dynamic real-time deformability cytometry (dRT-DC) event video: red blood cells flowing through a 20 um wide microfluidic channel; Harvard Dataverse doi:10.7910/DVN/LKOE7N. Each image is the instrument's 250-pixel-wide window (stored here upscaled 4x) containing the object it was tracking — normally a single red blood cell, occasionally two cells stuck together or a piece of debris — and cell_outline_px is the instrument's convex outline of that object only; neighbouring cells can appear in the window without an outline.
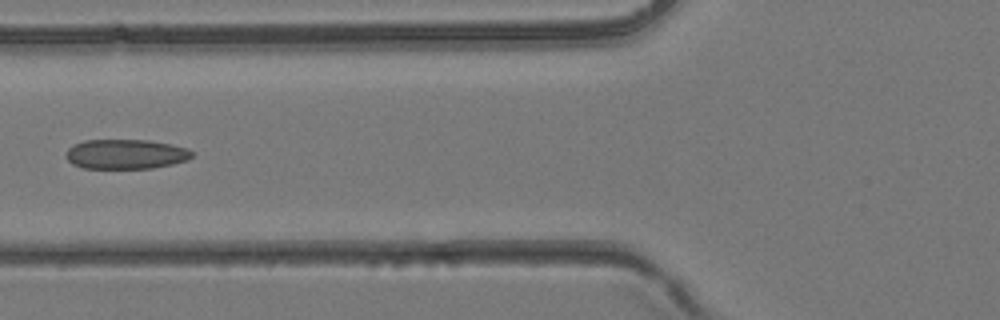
{"species": "common noctule bat (a hibernating species)", "species_latin": "Nyctalus noctula", "temperature_condition": "room temperature", "stored_images_in_passage": 43, "camera_frame_rate_fps": 3000, "um_per_image_px": 0.085, "animal": {"sex": "female", "body_mass_g": 24.6, "forearm_length_mm": 56.2}, "frame": {"image": 1, "passage_image": 17, "time_ms": 5.333, "image_size_px": [1000, 320], "cell_outline_px": [[192, 156], [188, 160], [172, 164], [152, 168], [84, 168], [72, 164], [64, 156], [68, 148], [72, 144], [84, 140], [148, 140], [172, 144], [188, 148], [192, 152]], "centroid_in_image_um": [10.67, 13.09], "position_along_channel_um": 115.1, "area_um2": 21.96}}
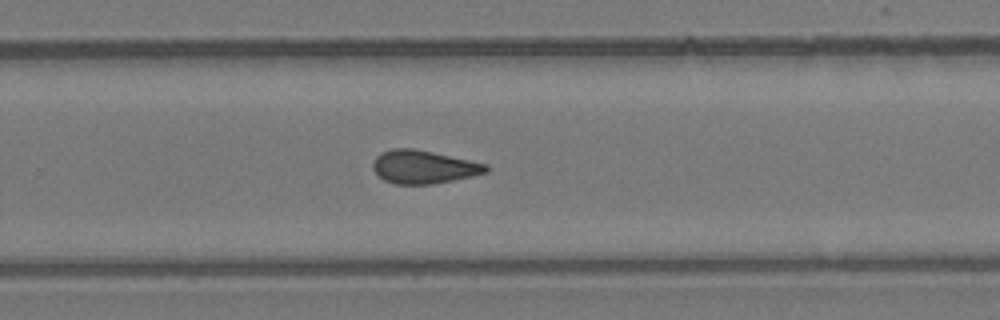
{"frame": {"image": 2, "passage_image": 28, "time_ms": 9.0, "image_size_px": [1000, 320], "cell_outline_px": [[488, 172], [472, 176], [432, 184], [396, 184], [384, 180], [372, 168], [372, 164], [376, 156], [380, 152], [392, 148], [416, 148], [488, 164]], "centroid_in_image_um": [36.0, 14.17], "position_along_channel_um": 293.8, "area_um2": 21.96}}
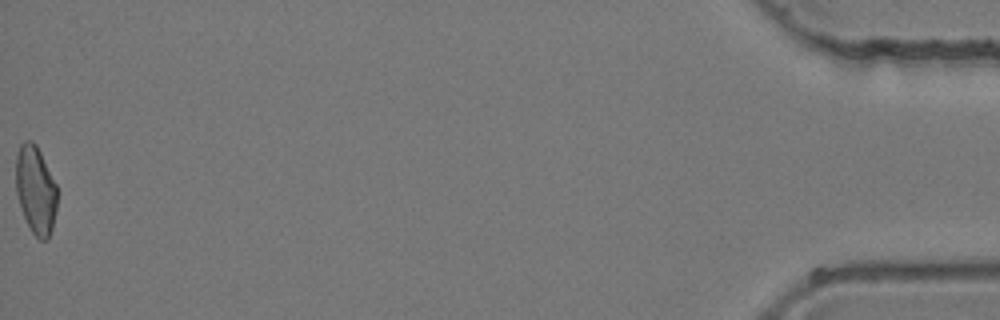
{"frame": {"image": 3, "passage_image": 43, "time_ms": 14.0, "image_size_px": [1000, 320], "cell_outline_px": [[56, 208], [52, 228], [48, 236], [44, 240], [40, 240], [32, 232], [24, 216], [16, 192], [16, 156], [20, 144], [24, 140], [32, 140], [36, 144], [56, 184]], "centroid_in_image_um": [3.01, 16.1], "position_along_channel_um": 432.2, "area_um2": 20.87}}